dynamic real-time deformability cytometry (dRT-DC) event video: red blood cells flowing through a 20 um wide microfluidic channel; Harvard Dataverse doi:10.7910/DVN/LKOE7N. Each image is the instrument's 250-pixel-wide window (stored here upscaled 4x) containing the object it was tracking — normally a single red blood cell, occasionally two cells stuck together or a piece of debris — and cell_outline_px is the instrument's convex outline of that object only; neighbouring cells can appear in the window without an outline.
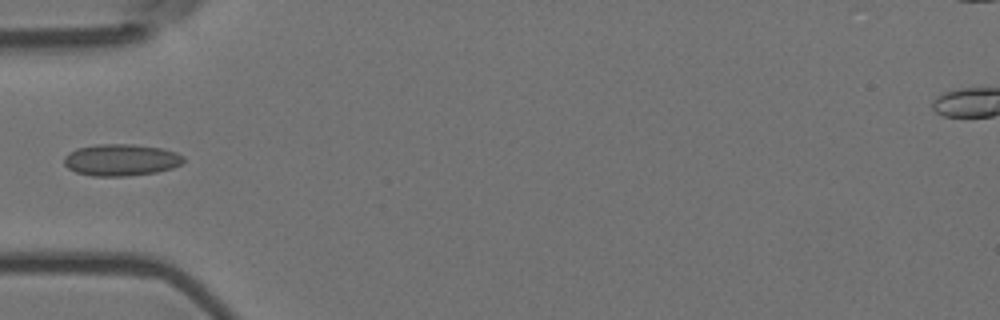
{"species": "Egyptian fruit bat (a non-hibernating species)", "species_latin": "Rousettus aegyptiacus", "temperature_condition": "room temperature", "stored_images_in_passage": 4, "camera_frame_rate_fps": 3000, "um_per_image_px": 0.085, "animal": {"sex": "female"}, "frame": {"image": 1, "passage_image": 4, "time_ms": 1.0, "image_size_px": [1000, 320], "cell_outline_px": [[184, 160], [180, 164], [172, 168], [156, 172], [128, 176], [92, 176], [76, 172], [68, 168], [64, 164], [64, 156], [68, 152], [76, 148], [100, 144], [132, 144], [160, 148], [176, 152], [184, 156]], "centroid_in_image_um": [10.26, 13.59], "position_along_channel_um": 74.7, "area_um2": 22.14}}